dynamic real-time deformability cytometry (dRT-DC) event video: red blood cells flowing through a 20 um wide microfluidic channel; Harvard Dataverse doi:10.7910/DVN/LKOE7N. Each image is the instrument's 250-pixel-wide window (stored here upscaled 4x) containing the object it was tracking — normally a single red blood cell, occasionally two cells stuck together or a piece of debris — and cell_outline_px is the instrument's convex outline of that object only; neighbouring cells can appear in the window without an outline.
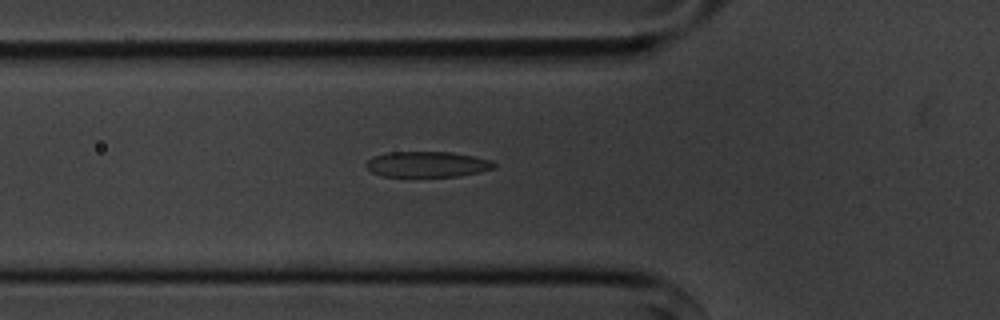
{"species": "common noctule bat (a hibernating species)", "species_latin": "Nyctalus noctula", "temperature_condition": "cold", "stored_images_in_passage": 55, "camera_frame_rate_fps": 3000, "um_per_image_px": 0.085, "animal": {"sex": "male", "body_mass_g": 20.1, "forearm_length_mm": 53.5}, "frame": {"image": 1, "passage_image": 18, "time_ms": 5.667, "image_size_px": [1000, 320], "cell_outline_px": [[496, 168], [480, 172], [460, 176], [380, 176], [372, 172], [364, 164], [372, 156], [388, 152], [452, 152], [492, 160], [496, 164]], "centroid_in_image_um": [36.32, 13.96], "position_along_channel_um": 89.5, "area_um2": 19.19}}
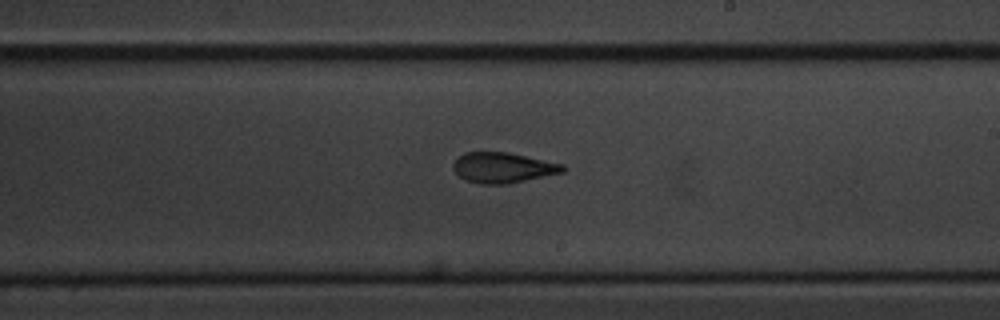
{"frame": {"image": 2, "passage_image": 31, "time_ms": 10.0, "image_size_px": [1000, 320], "cell_outline_px": [[568, 168], [564, 172], [508, 184], [480, 184], [464, 180], [452, 168], [452, 164], [464, 152], [508, 152], [564, 164]], "centroid_in_image_um": [42.77, 14.25], "position_along_channel_um": 246.2, "area_um2": 19.54}}
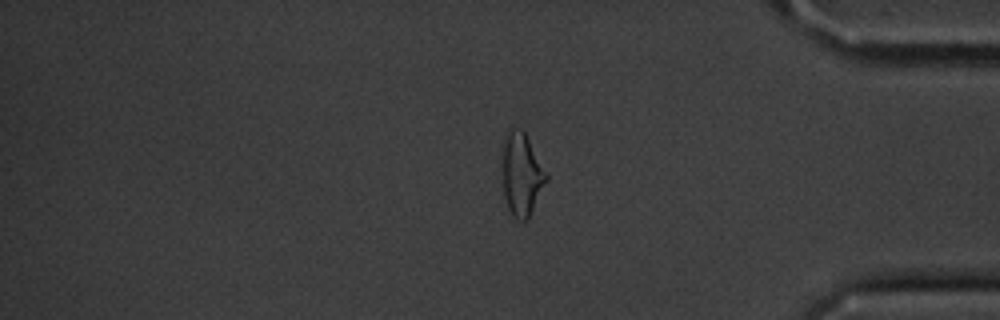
{"frame": {"image": 3, "passage_image": 45, "time_ms": 14.667, "image_size_px": [1000, 320], "cell_outline_px": [[548, 180], [528, 220], [516, 220], [512, 216], [508, 208], [504, 196], [504, 132], [512, 128], [520, 128], [524, 132], [548, 176]], "centroid_in_image_um": [44.35, 14.86], "position_along_channel_um": 390.8, "area_um2": 20.87}}